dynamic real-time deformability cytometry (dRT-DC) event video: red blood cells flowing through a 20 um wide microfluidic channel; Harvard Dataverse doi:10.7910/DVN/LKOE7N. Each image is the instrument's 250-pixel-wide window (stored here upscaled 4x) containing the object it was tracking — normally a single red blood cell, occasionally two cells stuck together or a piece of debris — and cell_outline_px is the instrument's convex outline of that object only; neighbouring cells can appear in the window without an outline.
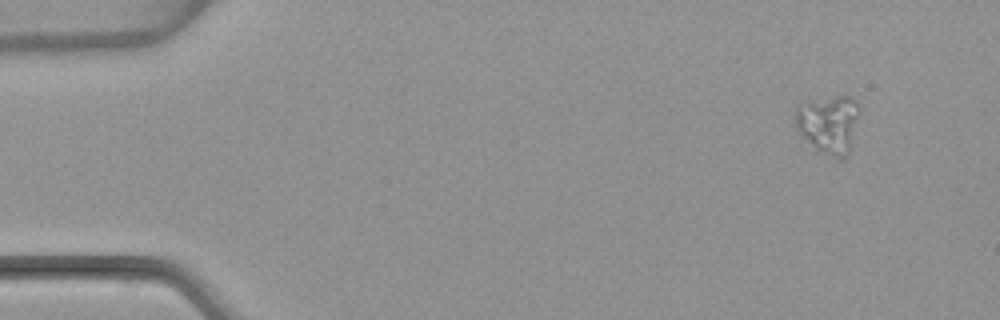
{"species": "common noctule bat (a hibernating species)", "species_latin": "Nyctalus noctula", "temperature_condition": "warm", "stored_images_in_passage": 4, "camera_frame_rate_fps": 3000, "um_per_image_px": 0.085, "animal": {"sex": "female", "body_mass_g": 22.7, "forearm_length_mm": 54.2}, "frame": {"image": 1, "passage_image": 1, "time_ms": 0.0, "image_size_px": [1000, 320], "cell_outline_px": [[860, 112], [848, 152], [844, 160], [840, 160], [816, 152], [800, 136], [796, 128], [796, 108], [804, 100], [836, 96], [852, 96], [856, 100]], "centroid_in_image_um": [70.41, 10.57], "position_along_channel_um": 14.6, "area_um2": 22.43}}
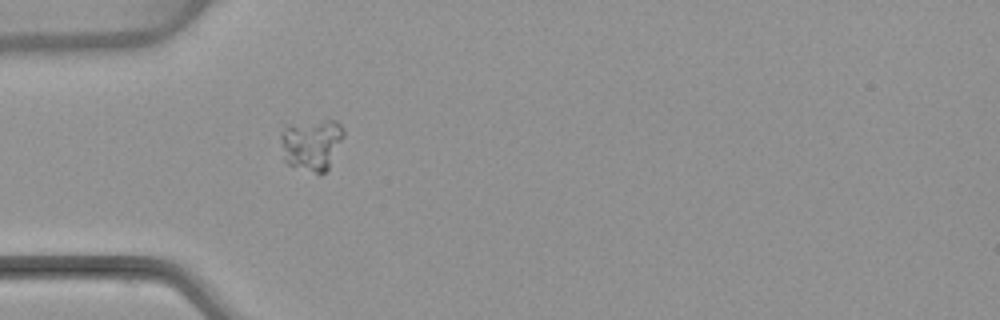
{"frame": {"image": 2, "passage_image": 4, "time_ms": 4.0, "image_size_px": [1000, 320], "cell_outline_px": [[344, 136], [328, 168], [320, 176], [288, 164], [284, 160], [280, 136], [288, 128], [324, 120], [336, 120], [340, 124], [344, 132]], "centroid_in_image_um": [26.53, 12.35], "position_along_channel_um": 58.5, "area_um2": 18.26}}